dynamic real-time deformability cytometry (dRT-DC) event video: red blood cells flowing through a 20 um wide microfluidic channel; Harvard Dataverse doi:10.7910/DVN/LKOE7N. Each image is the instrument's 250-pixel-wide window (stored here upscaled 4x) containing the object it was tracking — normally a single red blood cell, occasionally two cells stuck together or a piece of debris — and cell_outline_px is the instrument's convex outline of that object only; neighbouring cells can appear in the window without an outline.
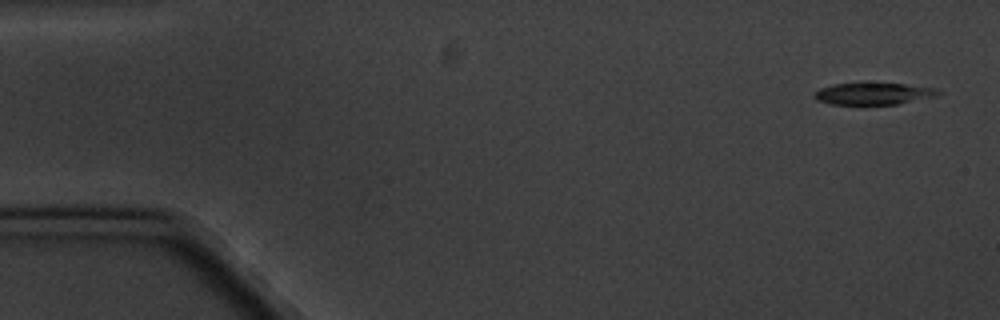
{"species": "common noctule bat (a hibernating species)", "species_latin": "Nyctalus noctula", "temperature_condition": "cold", "stored_images_in_passage": 3, "camera_frame_rate_fps": 3000, "um_per_image_px": 0.085, "animal": {"sex": "male", "body_mass_g": 20.1, "forearm_length_mm": 53.5}, "frame": {"image": 1, "passage_image": 1, "time_ms": 0.0, "image_size_px": [1000, 320], "cell_outline_px": [[944, 92], [936, 96], [896, 104], [832, 104], [816, 100], [812, 96], [820, 88], [832, 84], [904, 84], [932, 88]], "centroid_in_image_um": [74.22, 7.97], "position_along_channel_um": 10.8, "area_um2": 15.37}}